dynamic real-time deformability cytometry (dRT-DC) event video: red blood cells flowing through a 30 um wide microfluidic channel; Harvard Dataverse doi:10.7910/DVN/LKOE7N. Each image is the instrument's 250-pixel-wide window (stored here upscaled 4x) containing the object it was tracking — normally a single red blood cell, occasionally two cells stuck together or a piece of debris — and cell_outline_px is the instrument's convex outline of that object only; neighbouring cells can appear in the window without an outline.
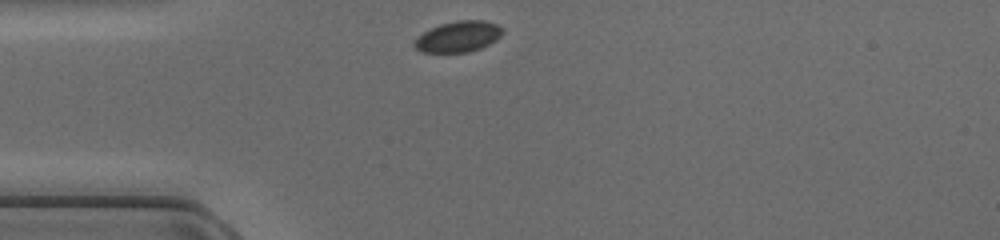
{"species": "common noctule bat (a hibernating species)", "species_latin": "Nyctalus noctula", "temperature_condition": "cold", "stored_images_in_passage": 36, "camera_frame_rate_fps": 3000, "um_per_image_px": 0.085, "animal": {"sex": "female", "body_mass_g": 17.0, "forearm_length_mm": 48.0}, "frame": {"image": 1, "passage_image": 1, "time_ms": 0.0, "image_size_px": [1000, 240], "cell_outline_px": [[504, 32], [496, 40], [480, 48], [468, 52], [420, 52], [412, 44], [424, 32], [440, 24], [456, 20], [484, 20], [496, 24], [504, 28]], "centroid_in_image_um": [38.98, 3.1], "position_along_channel_um": 46.0, "area_um2": 15.78}}
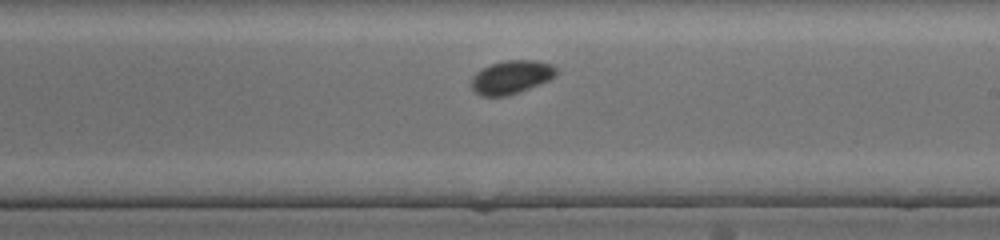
{"frame": {"image": 2, "passage_image": 16, "time_ms": 5.0, "image_size_px": [1000, 240], "cell_outline_px": [[556, 76], [548, 80], [520, 92], [508, 96], [480, 96], [472, 92], [472, 76], [480, 68], [504, 60], [536, 60], [552, 64], [556, 68]], "centroid_in_image_um": [43.43, 6.56], "position_along_channel_um": 245.6, "area_um2": 16.7}}
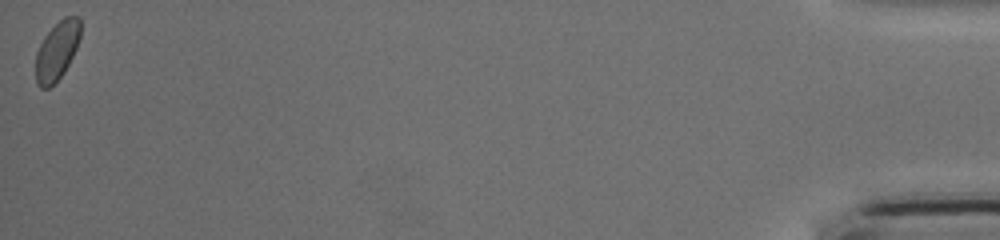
{"frame": {"image": 3, "passage_image": 36, "time_ms": 11.667, "image_size_px": [1000, 240], "cell_outline_px": [[80, 36], [76, 48], [64, 72], [48, 88], [40, 88], [36, 84], [36, 52], [44, 36], [64, 16], [80, 16]], "centroid_in_image_um": [4.83, 4.3], "position_along_channel_um": 430.4, "area_um2": 15.09}}